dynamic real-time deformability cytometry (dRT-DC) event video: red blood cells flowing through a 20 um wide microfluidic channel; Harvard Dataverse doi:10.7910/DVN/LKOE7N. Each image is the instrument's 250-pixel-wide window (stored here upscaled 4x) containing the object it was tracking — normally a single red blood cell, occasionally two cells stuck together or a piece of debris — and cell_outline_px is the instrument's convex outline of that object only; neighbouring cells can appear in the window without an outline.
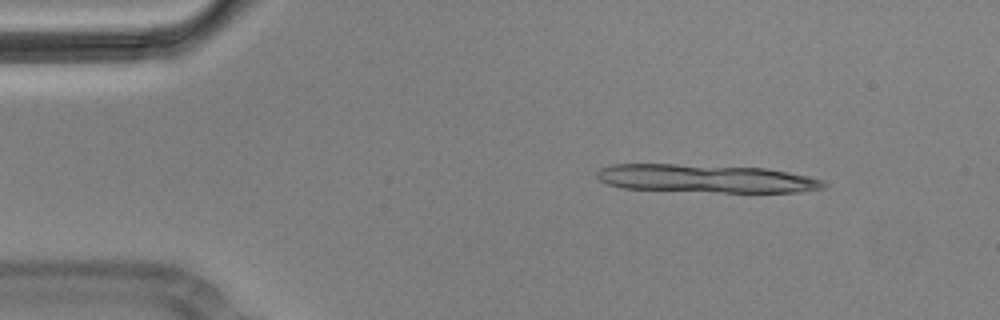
{"species": "Egyptian fruit bat (a non-hibernating species)", "species_latin": "Rousettus aegyptiacus", "temperature_condition": "cold", "stored_images_in_passage": 4, "camera_frame_rate_fps": 3000, "um_per_image_px": 0.085, "animal": {"sex": "male"}, "frame": {"image": 1, "passage_image": 2, "time_ms": 0.333, "image_size_px": [1000, 320], "cell_outline_px": [[828, 184], [824, 188], [800, 192], [724, 192], [624, 188], [608, 184], [600, 180], [596, 176], [596, 172], [600, 168], [612, 164], [676, 164], [764, 168], [788, 172], [808, 176], [824, 180]], "centroid_in_image_um": [60.03, 15.17], "position_along_channel_um": 25.0, "area_um2": 37.05}}